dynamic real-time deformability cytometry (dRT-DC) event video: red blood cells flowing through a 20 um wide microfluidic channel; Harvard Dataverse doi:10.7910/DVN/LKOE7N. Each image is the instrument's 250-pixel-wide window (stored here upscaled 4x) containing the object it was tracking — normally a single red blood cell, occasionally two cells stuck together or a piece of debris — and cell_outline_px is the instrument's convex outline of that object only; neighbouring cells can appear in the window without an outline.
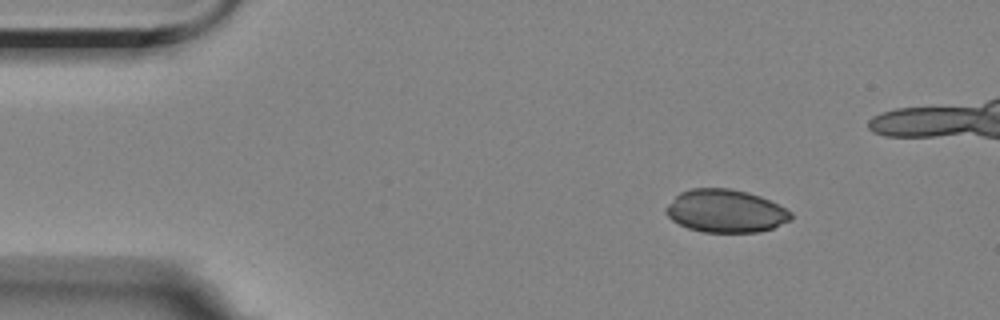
{"species": "Egyptian fruit bat (a non-hibernating species)", "species_latin": "Rousettus aegyptiacus", "temperature_condition": "room temperature", "stored_images_in_passage": 43, "camera_frame_rate_fps": 3000, "um_per_image_px": 0.085, "animal": {"sex": "female"}, "frame": {"image": 1, "passage_image": 1, "time_ms": 0.0, "image_size_px": [1000, 320], "cell_outline_px": [[792, 220], [772, 228], [760, 232], [704, 232], [688, 228], [672, 220], [664, 212], [664, 208], [680, 192], [692, 188], [728, 188], [748, 192], [760, 196], [792, 212]], "centroid_in_image_um": [61.66, 17.94], "position_along_channel_um": 23.3, "area_um2": 31.21}}
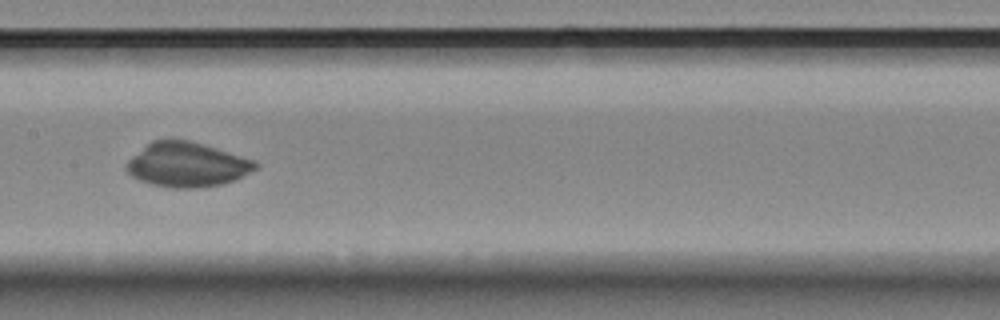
{"frame": {"image": 2, "passage_image": 21, "time_ms": 6.667, "image_size_px": [1000, 320], "cell_outline_px": [[260, 164], [256, 168], [236, 180], [220, 184], [200, 188], [172, 188], [152, 184], [140, 180], [132, 176], [128, 172], [128, 160], [132, 156], [152, 140], [188, 140], [216, 148], [252, 160]], "centroid_in_image_um": [15.9, 14.01], "position_along_channel_um": 191.5, "area_um2": 32.95}}
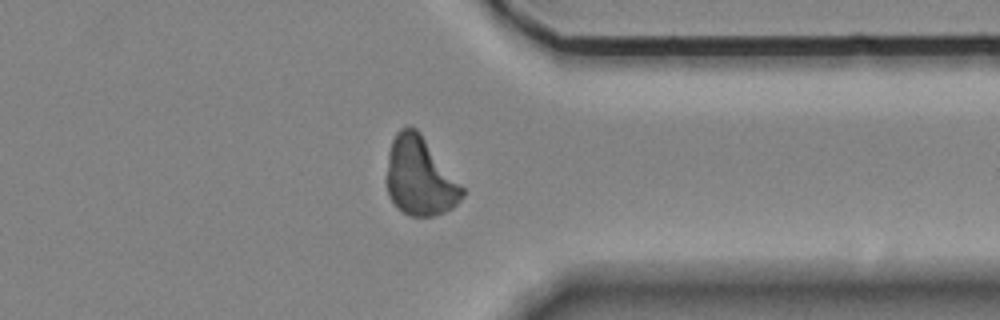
{"frame": {"image": 3, "passage_image": 37, "time_ms": 12.0, "image_size_px": [1000, 320], "cell_outline_px": [[464, 196], [452, 208], [444, 212], [432, 216], [408, 216], [388, 196], [384, 180], [388, 152], [392, 140], [396, 132], [400, 128], [408, 124], [416, 128], [420, 132], [464, 188]], "centroid_in_image_um": [35.64, 14.98], "position_along_channel_um": 375.8, "area_um2": 34.97}}